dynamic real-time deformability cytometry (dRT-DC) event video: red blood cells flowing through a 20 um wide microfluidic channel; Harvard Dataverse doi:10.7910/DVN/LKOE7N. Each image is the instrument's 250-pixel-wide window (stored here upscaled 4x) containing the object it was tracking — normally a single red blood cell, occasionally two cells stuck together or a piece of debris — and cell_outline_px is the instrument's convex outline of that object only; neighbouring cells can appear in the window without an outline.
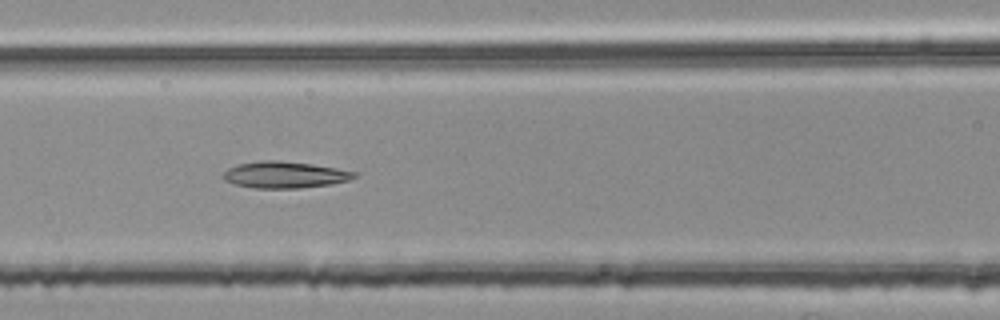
{"species": "common noctule bat (a hibernating species)", "species_latin": "Nyctalus noctula", "temperature_condition": "room temperature", "stored_images_in_passage": 53, "camera_frame_rate_fps": 3000, "um_per_image_px": 0.085, "animal": {"sex": "female", "body_mass_g": 25.1}, "frame": {"image": 1, "passage_image": 22, "time_ms": 7.0, "image_size_px": [1000, 320], "cell_outline_px": [[356, 176], [348, 180], [332, 184], [300, 188], [256, 188], [236, 184], [224, 180], [224, 172], [228, 168], [240, 164], [260, 160], [280, 160], [312, 164], [336, 168], [356, 172]], "centroid_in_image_um": [24.21, 14.85], "position_along_channel_um": 142.4, "area_um2": 20.11}}
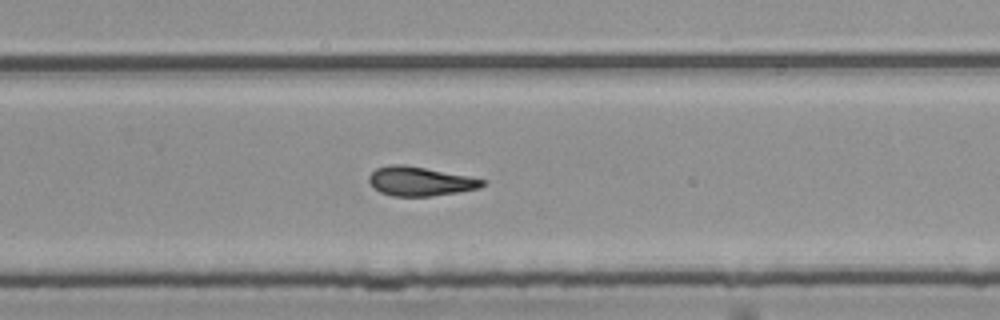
{"frame": {"image": 2, "passage_image": 34, "time_ms": 11.0, "image_size_px": [1000, 320], "cell_outline_px": [[488, 184], [480, 188], [432, 196], [392, 196], [380, 192], [368, 180], [368, 176], [376, 168], [388, 164], [404, 164], [468, 176], [488, 180]], "centroid_in_image_um": [35.74, 15.4], "position_along_channel_um": 294.1, "area_um2": 19.31}}
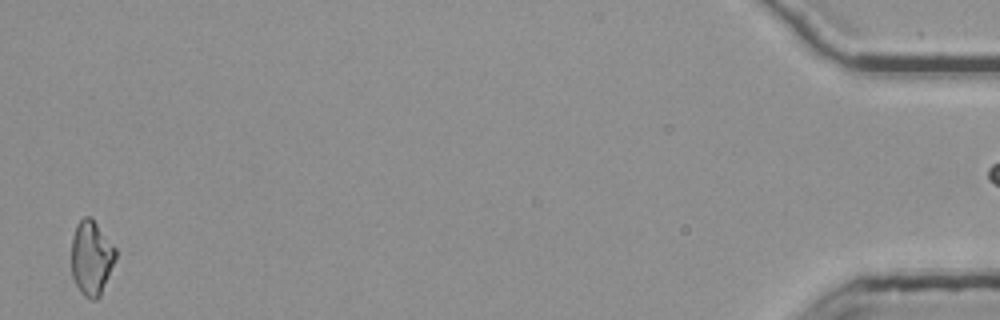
{"frame": {"image": 3, "passage_image": 52, "time_ms": 17.0, "image_size_px": [1000, 320], "cell_outline_px": [[116, 256], [100, 296], [96, 300], [92, 300], [84, 296], [80, 292], [72, 276], [72, 236], [80, 220], [84, 216], [88, 216], [96, 224], [116, 248]], "centroid_in_image_um": [7.76, 21.95], "position_along_channel_um": 427.4, "area_um2": 18.79}}